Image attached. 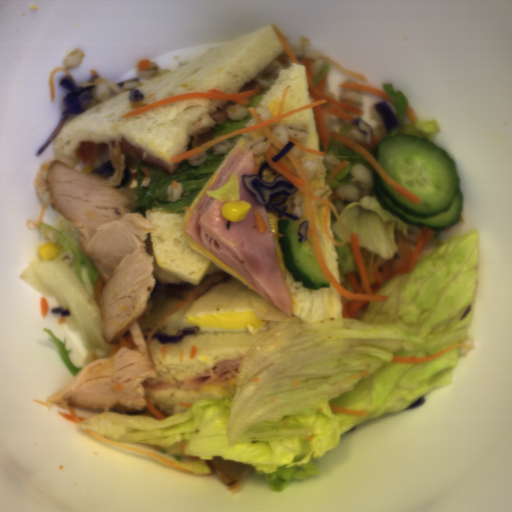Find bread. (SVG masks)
<instances>
[{
  "label": "bread",
  "mask_w": 512,
  "mask_h": 512,
  "mask_svg": "<svg viewBox=\"0 0 512 512\" xmlns=\"http://www.w3.org/2000/svg\"><path fill=\"white\" fill-rule=\"evenodd\" d=\"M278 60L285 70L272 88H261L244 98L261 120L277 116L286 87L281 114L314 102L304 65L291 60L273 27L258 26L202 55L106 99L91 98L84 112L70 114L51 142L54 160L83 171L95 168L78 162L75 149L85 139L115 147L128 141L144 151L164 157L173 174L188 158L170 159L214 139L212 127L226 123V108L234 101L191 98L156 106L137 115L122 117L156 101L192 93L219 90L228 95L253 91L256 76Z\"/></svg>",
  "instance_id": "1"
},
{
  "label": "bread",
  "mask_w": 512,
  "mask_h": 512,
  "mask_svg": "<svg viewBox=\"0 0 512 512\" xmlns=\"http://www.w3.org/2000/svg\"><path fill=\"white\" fill-rule=\"evenodd\" d=\"M258 137H267L263 129L229 140L231 148L191 205L180 212H166L150 207L144 220L155 224L144 241L146 253L153 261L155 288L139 324L154 366L155 378L148 382H177L200 377L215 365L242 359L249 349L267 333L199 331L185 335L178 343L160 344L151 339L156 331L176 336L181 330L164 328L168 318L207 288L232 280L250 288L249 283L215 254L193 238L188 222L203 195L213 184L221 168ZM142 383V384H143Z\"/></svg>",
  "instance_id": "2"
},
{
  "label": "bread",
  "mask_w": 512,
  "mask_h": 512,
  "mask_svg": "<svg viewBox=\"0 0 512 512\" xmlns=\"http://www.w3.org/2000/svg\"><path fill=\"white\" fill-rule=\"evenodd\" d=\"M269 222L275 244V249L291 309V317H295L308 326L319 325L331 320L343 318L340 294L330 283V287H320L311 290L303 287L302 281H296L290 271L284 267L278 237H283L278 222L280 220H292L275 211H268Z\"/></svg>",
  "instance_id": "3"
},
{
  "label": "bread",
  "mask_w": 512,
  "mask_h": 512,
  "mask_svg": "<svg viewBox=\"0 0 512 512\" xmlns=\"http://www.w3.org/2000/svg\"><path fill=\"white\" fill-rule=\"evenodd\" d=\"M238 378L189 390H144L145 397L160 413L168 417L188 412L202 399H225L235 388ZM167 417V418H168Z\"/></svg>",
  "instance_id": "4"
},
{
  "label": "bread",
  "mask_w": 512,
  "mask_h": 512,
  "mask_svg": "<svg viewBox=\"0 0 512 512\" xmlns=\"http://www.w3.org/2000/svg\"><path fill=\"white\" fill-rule=\"evenodd\" d=\"M289 151L304 170L313 195L329 200L323 155L305 152L294 146Z\"/></svg>",
  "instance_id": "5"
},
{
  "label": "bread",
  "mask_w": 512,
  "mask_h": 512,
  "mask_svg": "<svg viewBox=\"0 0 512 512\" xmlns=\"http://www.w3.org/2000/svg\"><path fill=\"white\" fill-rule=\"evenodd\" d=\"M315 227L318 235V241L321 249L323 259L335 280L341 286L339 265L336 256L335 244H333L328 238L324 226V216L327 207V203L318 202L312 199L311 202Z\"/></svg>",
  "instance_id": "6"
},
{
  "label": "bread",
  "mask_w": 512,
  "mask_h": 512,
  "mask_svg": "<svg viewBox=\"0 0 512 512\" xmlns=\"http://www.w3.org/2000/svg\"><path fill=\"white\" fill-rule=\"evenodd\" d=\"M279 124L288 126L290 124L304 125L308 130V137L306 140H295L299 144L306 148L322 151V142L320 141L319 132L317 128L316 116L313 107L295 113L291 116L286 117Z\"/></svg>",
  "instance_id": "7"
},
{
  "label": "bread",
  "mask_w": 512,
  "mask_h": 512,
  "mask_svg": "<svg viewBox=\"0 0 512 512\" xmlns=\"http://www.w3.org/2000/svg\"><path fill=\"white\" fill-rule=\"evenodd\" d=\"M139 183L138 175H125L122 173L119 184L113 188L123 192L128 198L127 204L128 211L132 214V211L136 203L137 187Z\"/></svg>",
  "instance_id": "8"
},
{
  "label": "bread",
  "mask_w": 512,
  "mask_h": 512,
  "mask_svg": "<svg viewBox=\"0 0 512 512\" xmlns=\"http://www.w3.org/2000/svg\"><path fill=\"white\" fill-rule=\"evenodd\" d=\"M305 197L306 195L297 190L287 200L281 202V205L288 206L285 212L294 215L303 222H308L305 211Z\"/></svg>",
  "instance_id": "9"
},
{
  "label": "bread",
  "mask_w": 512,
  "mask_h": 512,
  "mask_svg": "<svg viewBox=\"0 0 512 512\" xmlns=\"http://www.w3.org/2000/svg\"><path fill=\"white\" fill-rule=\"evenodd\" d=\"M282 176L277 171H275L272 167H270L268 164L264 167V169L260 173V178L263 181H266L268 183H273L274 180Z\"/></svg>",
  "instance_id": "10"
},
{
  "label": "bread",
  "mask_w": 512,
  "mask_h": 512,
  "mask_svg": "<svg viewBox=\"0 0 512 512\" xmlns=\"http://www.w3.org/2000/svg\"><path fill=\"white\" fill-rule=\"evenodd\" d=\"M266 153H267V152H265V153H264V154H262V155H256V154H255V158H256V164H257L258 172H259L260 167H261L264 163H267V161H266Z\"/></svg>",
  "instance_id": "11"
},
{
  "label": "bread",
  "mask_w": 512,
  "mask_h": 512,
  "mask_svg": "<svg viewBox=\"0 0 512 512\" xmlns=\"http://www.w3.org/2000/svg\"><path fill=\"white\" fill-rule=\"evenodd\" d=\"M328 228H329L330 236H331V237H332V239L334 240V237H333V231H332V224H331L330 211H329V213H328Z\"/></svg>",
  "instance_id": "12"
},
{
  "label": "bread",
  "mask_w": 512,
  "mask_h": 512,
  "mask_svg": "<svg viewBox=\"0 0 512 512\" xmlns=\"http://www.w3.org/2000/svg\"><path fill=\"white\" fill-rule=\"evenodd\" d=\"M256 123H257V122H256V120H255L254 116L252 115V119H251V120H249V121L245 124L244 128H247V127H249V126L255 125ZM244 128H243V129H244Z\"/></svg>",
  "instance_id": "13"
},
{
  "label": "bread",
  "mask_w": 512,
  "mask_h": 512,
  "mask_svg": "<svg viewBox=\"0 0 512 512\" xmlns=\"http://www.w3.org/2000/svg\"><path fill=\"white\" fill-rule=\"evenodd\" d=\"M269 150H271L274 155L280 151L273 143H271V148Z\"/></svg>",
  "instance_id": "14"
},
{
  "label": "bread",
  "mask_w": 512,
  "mask_h": 512,
  "mask_svg": "<svg viewBox=\"0 0 512 512\" xmlns=\"http://www.w3.org/2000/svg\"><path fill=\"white\" fill-rule=\"evenodd\" d=\"M279 124H280V123H274V124H272V125H270V126H268V127H269V128H270V130L273 132L274 128H275L276 126H278Z\"/></svg>",
  "instance_id": "15"
},
{
  "label": "bread",
  "mask_w": 512,
  "mask_h": 512,
  "mask_svg": "<svg viewBox=\"0 0 512 512\" xmlns=\"http://www.w3.org/2000/svg\"><path fill=\"white\" fill-rule=\"evenodd\" d=\"M291 141L289 140L287 143H284L285 147L290 143Z\"/></svg>",
  "instance_id": "16"
}]
</instances>
